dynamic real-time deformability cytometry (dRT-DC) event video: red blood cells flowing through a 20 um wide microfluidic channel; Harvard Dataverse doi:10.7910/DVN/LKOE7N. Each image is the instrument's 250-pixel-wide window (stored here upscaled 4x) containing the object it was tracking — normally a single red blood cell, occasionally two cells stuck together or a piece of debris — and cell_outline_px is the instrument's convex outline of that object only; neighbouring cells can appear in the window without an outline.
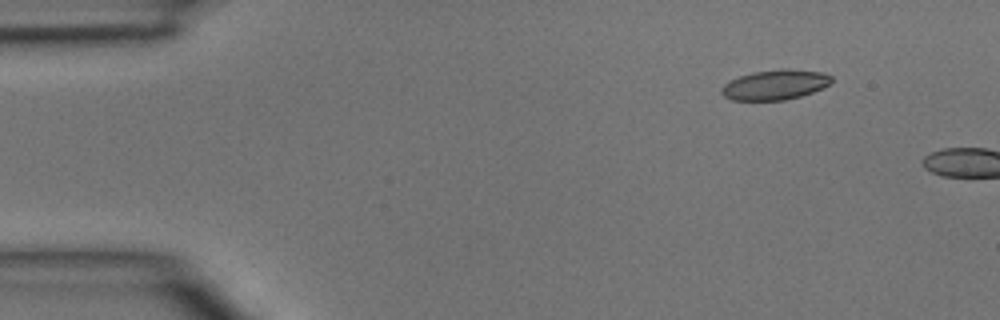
{"species": "common noctule bat (a hibernating species)", "species_latin": "Nyctalus noctula", "temperature_condition": "room temperature", "stored_images_in_passage": 3, "camera_frame_rate_fps": 3000, "um_per_image_px": 0.085, "animal": {"sex": "male", "body_mass_g": 15.6}, "frame": {"image": 1, "passage_image": 1, "time_ms": 0.0, "image_size_px": [1000, 320], "cell_outline_px": [[832, 80], [828, 84], [812, 92], [800, 96], [784, 100], [732, 100], [724, 96], [720, 92], [720, 88], [728, 80], [752, 72], [784, 68], [788, 68], [820, 72], [832, 76]], "centroid_in_image_um": [65.83, 7.2], "position_along_channel_um": 19.2, "area_um2": 19.19}}